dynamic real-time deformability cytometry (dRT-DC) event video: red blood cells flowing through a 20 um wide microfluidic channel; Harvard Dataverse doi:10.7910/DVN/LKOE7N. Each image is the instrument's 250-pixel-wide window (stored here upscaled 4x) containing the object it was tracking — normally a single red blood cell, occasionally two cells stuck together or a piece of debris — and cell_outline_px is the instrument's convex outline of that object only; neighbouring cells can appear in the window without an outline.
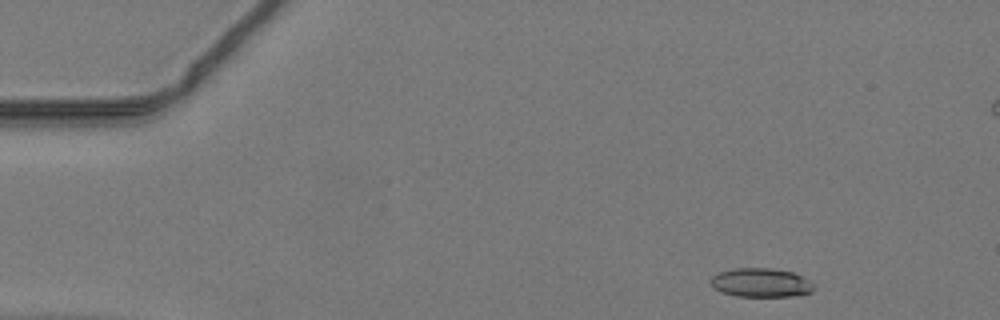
{"species": "common noctule bat (a hibernating species)", "species_latin": "Nyctalus noctula", "temperature_condition": "warm", "stored_images_in_passage": 4, "camera_frame_rate_fps": 3000, "um_per_image_px": 0.085, "animal": {"sex": "male", "body_mass_g": 19.2, "forearm_length_mm": 51.8}, "frame": {"image": 1, "passage_image": 1, "time_ms": 0.0, "image_size_px": [1000, 320], "cell_outline_px": [[816, 288], [812, 292], [792, 296], [736, 296], [720, 292], [712, 284], [712, 276], [720, 272], [732, 268], [772, 268], [792, 272], [816, 284]], "centroid_in_image_um": [64.72, 24.03], "position_along_channel_um": 20.3, "area_um2": 17.34}}